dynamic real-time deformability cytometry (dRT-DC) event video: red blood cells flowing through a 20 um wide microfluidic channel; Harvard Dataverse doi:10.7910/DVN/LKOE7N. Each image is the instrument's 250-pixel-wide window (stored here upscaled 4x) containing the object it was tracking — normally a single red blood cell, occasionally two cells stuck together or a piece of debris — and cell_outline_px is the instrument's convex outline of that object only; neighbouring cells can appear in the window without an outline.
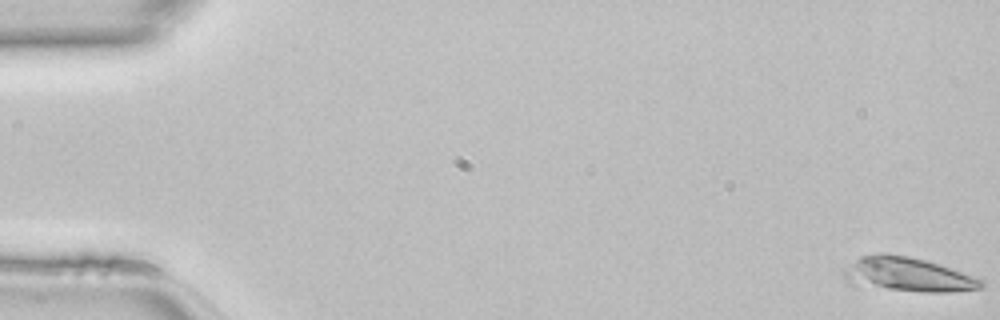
{"species": "common noctule bat (a hibernating species)", "species_latin": "Nyctalus noctula", "temperature_condition": "room temperature", "stored_images_in_passage": 47, "camera_frame_rate_fps": 3000, "um_per_image_px": 0.085, "animal": {"sex": "female", "body_mass_g": 22.7, "forearm_length_mm": 54.2}, "frame": {"image": 1, "passage_image": 1, "time_ms": 0.0, "image_size_px": [1000, 320], "cell_outline_px": [[984, 288], [948, 292], [924, 292], [848, 284], [840, 276], [840, 268], [860, 256], [876, 252], [884, 252], [908, 256], [940, 264], [984, 280]], "centroid_in_image_um": [77.05, 23.31], "position_along_channel_um": 8.0, "area_um2": 27.98}}
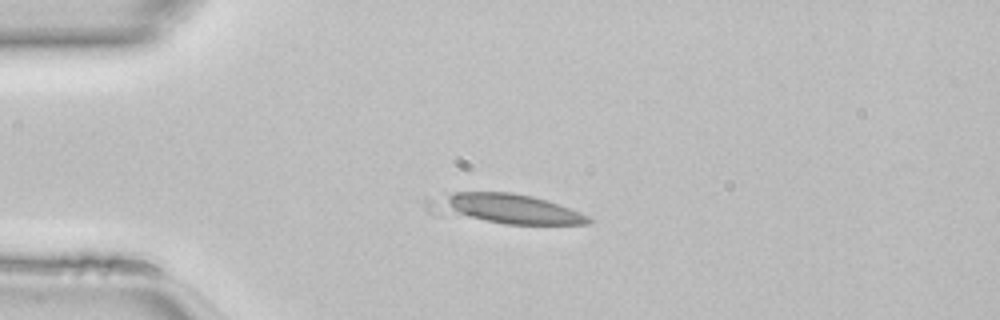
{"frame": {"image": 2, "passage_image": 12, "time_ms": 3.667, "image_size_px": [1000, 320], "cell_outline_px": [[592, 220], [588, 224], [504, 224], [436, 216], [428, 212], [424, 208], [424, 200], [456, 192], [512, 192], [532, 196], [580, 212], [588, 216]], "centroid_in_image_um": [42.74, 17.76], "position_along_channel_um": 42.3, "area_um2": 28.44}}